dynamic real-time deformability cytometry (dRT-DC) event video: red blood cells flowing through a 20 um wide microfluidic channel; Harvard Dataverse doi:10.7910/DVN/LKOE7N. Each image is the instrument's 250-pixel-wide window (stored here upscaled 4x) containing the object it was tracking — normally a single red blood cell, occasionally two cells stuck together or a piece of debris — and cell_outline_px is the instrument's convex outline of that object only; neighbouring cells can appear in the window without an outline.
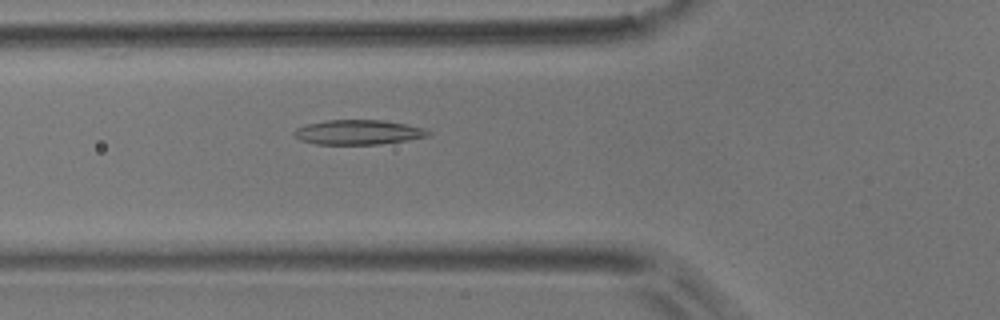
{"species": "common noctule bat (a hibernating species)", "species_latin": "Nyctalus noctula", "temperature_condition": "room temperature", "stored_images_in_passage": 46, "camera_frame_rate_fps": 3000, "um_per_image_px": 0.085, "animal": {"sex": "male", "body_mass_g": 17.9}, "frame": {"image": 1, "passage_image": 11, "time_ms": 3.333, "image_size_px": [1000, 320], "cell_outline_px": [[432, 132], [428, 136], [408, 140], [380, 144], [316, 144], [300, 140], [292, 136], [292, 132], [296, 128], [308, 124], [324, 120], [384, 120], [408, 124], [424, 128]], "centroid_in_image_um": [30.44, 11.23], "position_along_channel_um": 95.4, "area_um2": 19.48}}
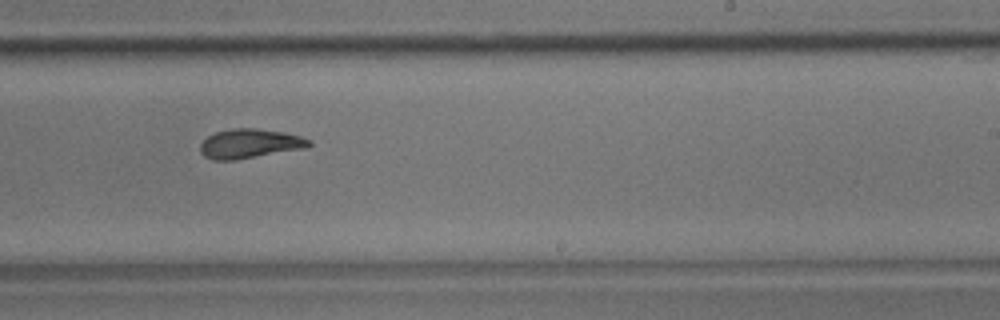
{"frame": {"image": 2, "passage_image": 25, "time_ms": 8.0, "image_size_px": [1000, 320], "cell_outline_px": [[312, 144], [304, 148], [236, 160], [212, 160], [204, 156], [200, 152], [200, 144], [208, 136], [216, 132], [232, 128], [256, 128], [284, 132], [300, 136], [312, 140]], "centroid_in_image_um": [21.22, 12.21], "position_along_channel_um": 267.8, "area_um2": 18.61}}
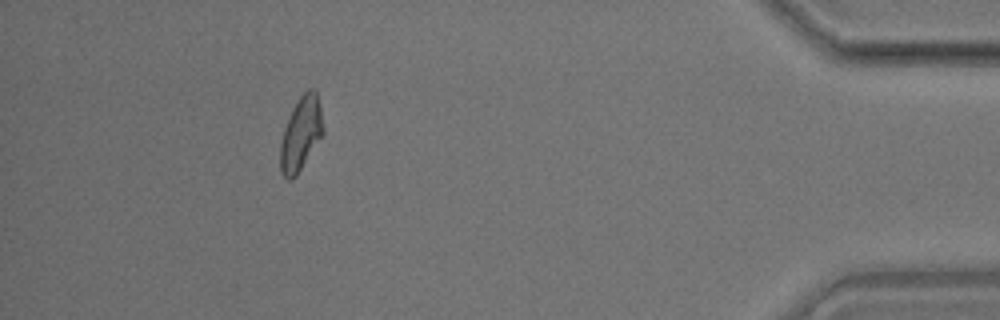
{"frame": {"image": 3, "passage_image": 41, "time_ms": 13.333, "image_size_px": [1000, 320], "cell_outline_px": [[324, 136], [296, 176], [292, 180], [288, 180], [280, 172], [280, 144], [284, 128], [292, 108], [300, 96], [308, 88], [316, 88], [320, 104], [324, 128]], "centroid_in_image_um": [25.6, 11.37], "position_along_channel_um": 409.6, "area_um2": 18.9}, "authors_computed_cell_mechanics": {"area_um2": 18.6694, "velocity_mm_per_s": 3.687, "shape_relaxation_time_tau1_ms": 4.6061, "shape_relaxation_time_tau2_ms": 2.141, "deformation_change_tau1": 0.145, "deformation_change_tau2": 0.0864}}